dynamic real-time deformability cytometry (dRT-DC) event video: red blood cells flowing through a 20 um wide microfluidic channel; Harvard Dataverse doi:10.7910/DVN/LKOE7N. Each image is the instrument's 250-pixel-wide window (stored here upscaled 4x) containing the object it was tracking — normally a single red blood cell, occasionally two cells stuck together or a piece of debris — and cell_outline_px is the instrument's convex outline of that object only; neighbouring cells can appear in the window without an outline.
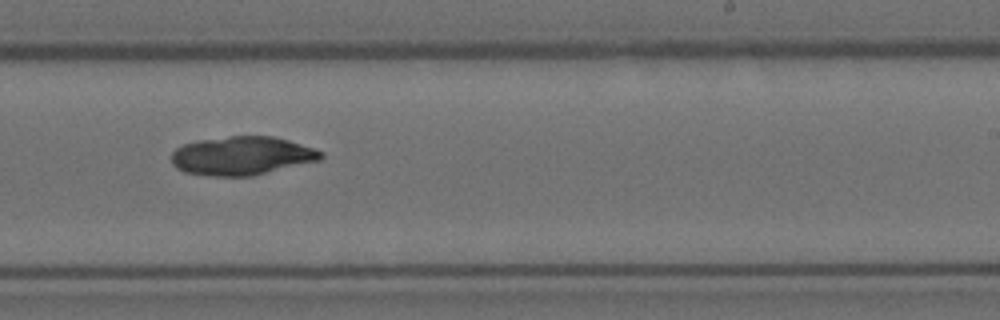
{"species": "Egyptian fruit bat (a non-hibernating species)", "species_latin": "Rousettus aegyptiacus", "temperature_condition": "room temperature", "stored_images_in_passage": 15, "camera_frame_rate_fps": 3000, "um_per_image_px": 0.085, "animal": {"sex": "female"}, "frame": {"image": 1, "passage_image": 9, "time_ms": 2.667, "image_size_px": [1000, 320], "cell_outline_px": [[324, 156], [320, 160], [252, 176], [212, 176], [184, 172], [176, 168], [172, 164], [172, 152], [176, 148], [184, 144], [200, 140], [228, 136], [272, 136], [288, 140], [324, 152]], "centroid_in_image_um": [20.55, 13.24], "position_along_channel_um": 268.4, "area_um2": 33.52}}
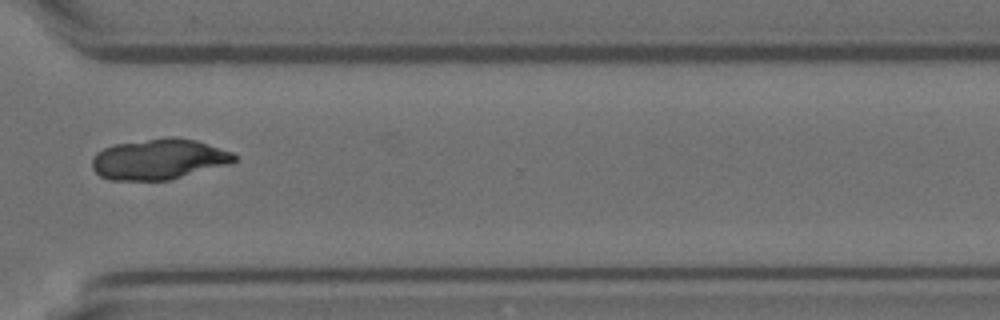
{"frame": {"image": 2, "passage_image": 11, "time_ms": 3.333, "image_size_px": [1000, 320], "cell_outline_px": [[236, 160], [232, 164], [168, 180], [108, 180], [100, 176], [92, 168], [92, 156], [96, 152], [104, 148], [116, 144], [168, 136], [172, 136], [196, 140], [232, 152], [236, 156]], "centroid_in_image_um": [13.51, 13.53], "position_along_channel_um": 357.1, "area_um2": 33.81}}
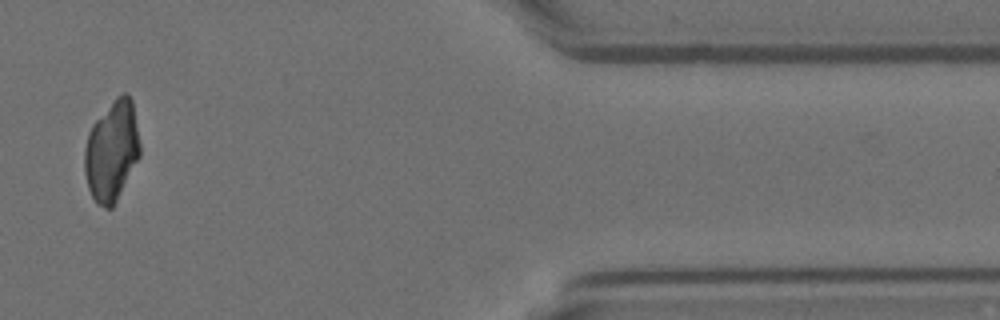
{"frame": {"image": 3, "passage_image": 13, "time_ms": 4.0, "image_size_px": [1000, 320], "cell_outline_px": [[140, 156], [112, 208], [104, 208], [96, 204], [88, 188], [84, 172], [84, 148], [88, 132], [92, 124], [116, 96], [120, 92], [128, 92], [132, 100], [140, 144]], "centroid_in_image_um": [9.49, 12.81], "position_along_channel_um": 401.9, "area_um2": 32.6}}